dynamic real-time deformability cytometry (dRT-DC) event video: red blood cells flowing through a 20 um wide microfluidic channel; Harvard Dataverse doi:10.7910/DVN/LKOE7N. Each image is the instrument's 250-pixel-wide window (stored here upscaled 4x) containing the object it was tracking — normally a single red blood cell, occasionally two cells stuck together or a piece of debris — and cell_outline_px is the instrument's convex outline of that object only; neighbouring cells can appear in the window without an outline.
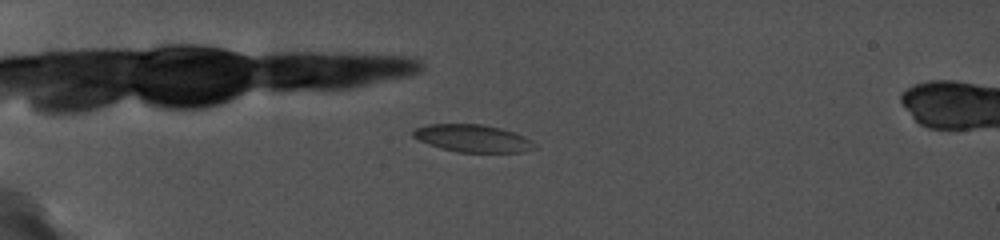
{"species": "common noctule bat (a hibernating species)", "species_latin": "Nyctalus noctula", "temperature_condition": "cold", "stored_images_in_passage": 35, "camera_frame_rate_fps": 5000, "um_per_image_px": 0.085, "animal": {"sex": "female", "body_mass_g": 19.0, "forearm_length_mm": 56.7}, "frame": {"image": 1, "passage_image": 2, "time_ms": 0.4, "image_size_px": [1000, 240], "cell_outline_px": [[540, 148], [524, 152], [456, 152], [440, 148], [428, 144], [412, 136], [412, 128], [428, 124], [480, 124], [500, 128], [524, 136], [532, 140]], "centroid_in_image_um": [40.19, 11.76], "position_along_channel_um": 44.8, "area_um2": 19.65}}
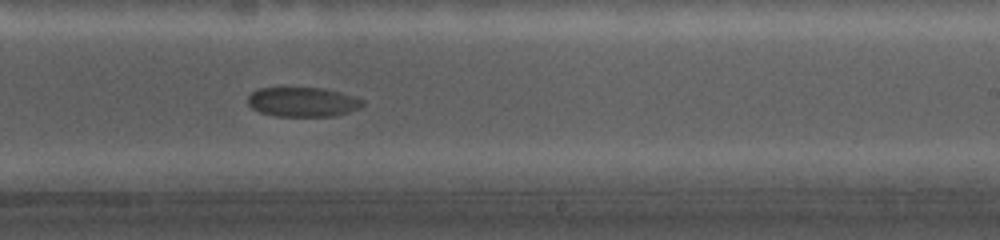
{"frame": {"image": 2, "passage_image": 25, "time_ms": 8.0, "image_size_px": [1000, 240], "cell_outline_px": [[364, 104], [360, 108], [336, 116], [276, 116], [260, 112], [252, 108], [248, 104], [248, 96], [252, 92], [260, 88], [320, 88], [352, 96], [364, 100]], "centroid_in_image_um": [25.72, 8.68], "position_along_channel_um": 263.3, "area_um2": 19.54}}
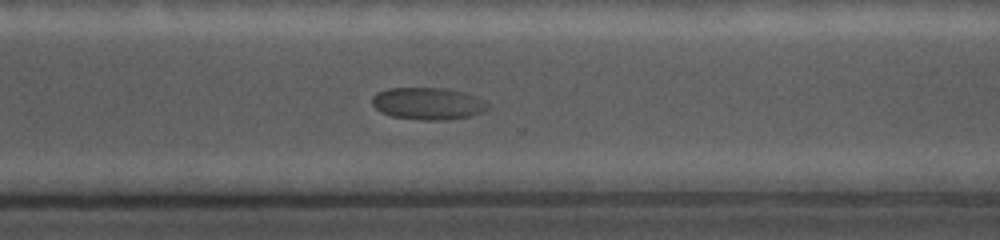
{"frame": {"image": 3, "passage_image": 31, "time_ms": 10.0, "image_size_px": [1000, 240], "cell_outline_px": [[488, 108], [484, 112], [472, 116], [448, 120], [420, 120], [392, 116], [380, 112], [372, 104], [372, 96], [376, 92], [388, 88], [444, 88], [460, 92], [488, 104]], "centroid_in_image_um": [36.3, 8.82], "position_along_channel_um": 334.3, "area_um2": 21.44}}